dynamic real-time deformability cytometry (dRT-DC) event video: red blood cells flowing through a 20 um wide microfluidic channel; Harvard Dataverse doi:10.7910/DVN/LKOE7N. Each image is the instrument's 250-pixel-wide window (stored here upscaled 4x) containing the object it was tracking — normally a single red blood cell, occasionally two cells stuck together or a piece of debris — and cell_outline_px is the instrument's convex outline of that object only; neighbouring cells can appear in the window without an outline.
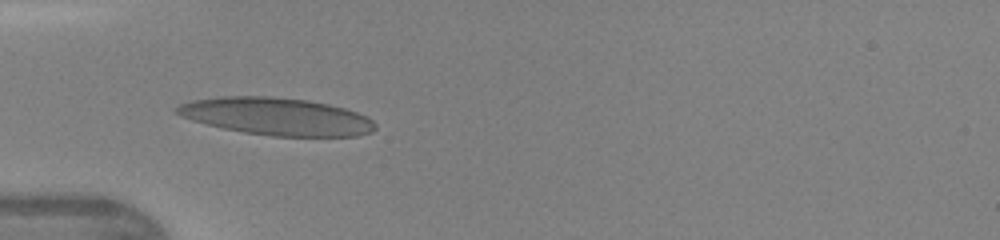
{"species": "human", "species_latin": "Homo sapiens", "temperature_condition": "warm", "stored_images_in_passage": 6, "camera_frame_rate_fps": 3000, "um_per_image_px": 0.085, "donor": {"sex": "female"}, "frame": {"image": 1, "passage_image": 5, "time_ms": 1.333, "image_size_px": [1000, 240], "cell_outline_px": [[376, 128], [372, 132], [356, 136], [272, 136], [244, 132], [224, 128], [192, 120], [180, 116], [172, 112], [172, 108], [180, 104], [192, 100], [220, 96], [272, 96], [308, 100], [328, 104], [344, 108], [368, 116], [376, 124]], "centroid_in_image_um": [23.48, 9.89], "position_along_channel_um": 61.5, "area_um2": 43.47}}